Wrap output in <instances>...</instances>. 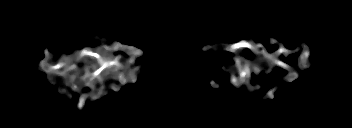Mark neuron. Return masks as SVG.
Listing matches in <instances>:
<instances>
[{
    "label": "neuron",
    "instance_id": "2dd73e0c",
    "mask_svg": "<svg viewBox=\"0 0 352 128\" xmlns=\"http://www.w3.org/2000/svg\"><path fill=\"white\" fill-rule=\"evenodd\" d=\"M269 41L271 43H276L277 40L273 39L272 37H269ZM249 48L251 50V53L253 54H261L264 57H267L272 64H276L279 65V67H282L283 69H288L290 71V73L287 75V77L285 78L287 80V82H292L293 80L297 79L298 76V72L294 71V69H292L288 64H285L283 62H281L280 60H278L276 58V56L280 55V54H284L283 57L287 58L289 54H295V52L299 51V49H303L302 50V54L300 56V61H299V65L297 67H301V68H308L310 67V63L308 62V58L310 56V51L307 48L306 44H301L300 47H297V49L292 50V49H286L284 48V42L282 41L279 45V49L274 52V54L268 55V53L266 52V48L262 45V44H255L252 39L251 41H247V40H243L241 42L232 44V45H228L226 46V50L230 51L231 53H234L236 49H241V48ZM114 48L118 49L121 48L123 50V54H125L126 52H132L134 55L137 56H142L143 55V51L141 49H137L134 48L133 46H129V47H125L124 45L120 44L119 42H115L114 43ZM262 49V50H258V49ZM110 48L107 47L105 48V52H101L103 50L102 47H98L94 50H92L91 48H85L82 51H77L74 50V56H65L62 55L60 57V59L55 62V64H48L47 60H49L51 58L50 55V49H45L44 50V59L37 65V67H39L42 71L46 72L47 74V78L48 80L54 84V76H61L64 79V84H60V86L62 87H58L57 91L59 93H63L64 91V87L63 85L66 84V87H70L71 90H73L74 95H72L71 93H67V96L69 98H72V96H79V104L77 105V107L79 109H81L84 105L85 102V98H86V93L83 95H78L79 91L81 90L82 87L87 86L89 88H91L92 90H98V95H93V99L92 100H96V98L104 96L105 94H107L108 92H103L97 88H95L94 86H96L94 84V80L98 79L100 82L101 86L103 85V81L104 79H116L117 77L119 78V81L121 82V84H124L128 81H133L136 82V76L135 75H140L139 66L135 67V71H137L135 74L130 73V76H128L126 79L124 78V74H120L118 71L122 68H124V66L130 65L131 63L135 62L134 57H130L127 61H123V56H117L116 58L113 57H108L105 58L106 53L108 52ZM127 49V50H126ZM109 52L113 53L112 51L109 50ZM105 53V55H104ZM89 57V60H85L83 62V68L81 69L85 71V73L83 75H78V73L74 72V67L77 64L78 61H81L83 57ZM122 58V60H121ZM90 59H95L96 62L92 63V68L93 71H91L87 64L88 61H90ZM72 61V62H70ZM236 65H237V71L239 73V78H236L235 76H231V83L234 86H238L240 84H248L251 85L249 83V78L252 77L251 73H250V69H254L256 73H259L260 70L259 68L255 67V66H250V64H243L241 63V59L240 58H236L235 59ZM72 63V64H70ZM105 69H109L108 71L115 73V75L110 76V73L106 72L103 73L105 71ZM71 72L72 74L68 73ZM73 74H75V76H73ZM118 75V76H117ZM211 85L213 86V88H220L219 84H216L214 81H211ZM110 87L115 90L118 91L120 90V86H118L117 84H112L110 85ZM253 87L249 86V90H252ZM276 91V88H273L271 91H269V96L271 97V99L274 98L273 96V92ZM76 92V94H75Z\"/></svg>",
    "mask_w": 352,
    "mask_h": 128
}]
</instances>
